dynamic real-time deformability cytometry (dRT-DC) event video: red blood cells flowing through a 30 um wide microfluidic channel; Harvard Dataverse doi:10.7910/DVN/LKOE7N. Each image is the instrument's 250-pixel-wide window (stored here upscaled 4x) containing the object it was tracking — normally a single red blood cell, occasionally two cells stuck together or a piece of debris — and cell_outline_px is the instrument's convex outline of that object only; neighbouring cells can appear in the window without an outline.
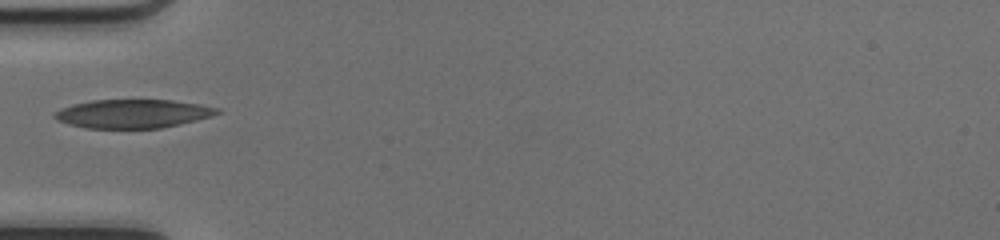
{"species": "common noctule bat (a hibernating species)", "species_latin": "Nyctalus noctula", "temperature_condition": "cold", "stored_images_in_passage": 33, "camera_frame_rate_fps": 3000, "um_per_image_px": 0.085, "animal": {"sex": "female", "body_mass_g": 17.0, "forearm_length_mm": 48.0}, "frame": {"image": 1, "passage_image": 1, "time_ms": 0.0, "image_size_px": [1000, 240], "cell_outline_px": [[220, 112], [208, 116], [160, 128], [84, 128], [68, 124], [56, 120], [52, 116], [60, 108], [72, 104], [92, 100], [172, 100], [220, 108]], "centroid_in_image_um": [11.18, 9.66], "position_along_channel_um": 73.8, "area_um2": 26.76}}
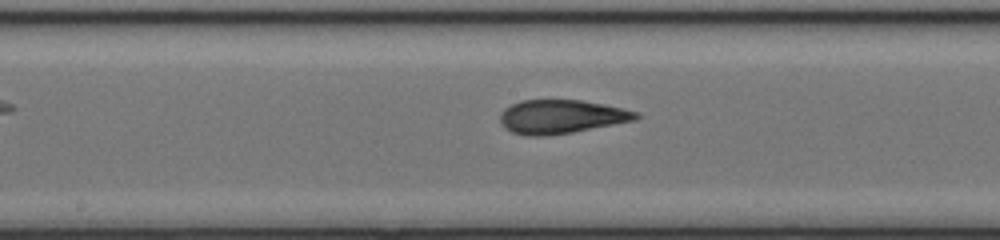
{"frame": {"image": 2, "passage_image": 10, "time_ms": 3.0, "image_size_px": [1000, 240], "cell_outline_px": [[640, 116], [636, 120], [572, 132], [544, 136], [528, 136], [512, 132], [500, 120], [500, 116], [504, 108], [520, 100], [580, 100], [640, 112]], "centroid_in_image_um": [47.71, 9.91], "position_along_channel_um": 200.5, "area_um2": 26.36}}
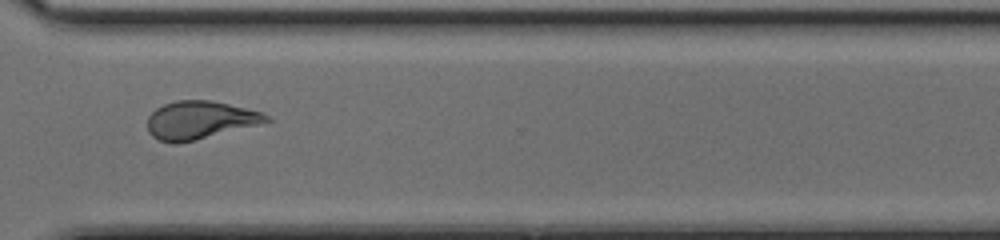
{"frame": {"image": 3, "passage_image": 21, "time_ms": 6.667, "image_size_px": [1000, 240], "cell_outline_px": [[272, 120], [176, 144], [172, 144], [160, 140], [152, 136], [148, 132], [148, 116], [156, 108], [164, 104], [176, 100], [212, 100], [260, 112], [268, 116]], "centroid_in_image_um": [16.9, 10.19], "position_along_channel_um": 353.7, "area_um2": 25.66}}